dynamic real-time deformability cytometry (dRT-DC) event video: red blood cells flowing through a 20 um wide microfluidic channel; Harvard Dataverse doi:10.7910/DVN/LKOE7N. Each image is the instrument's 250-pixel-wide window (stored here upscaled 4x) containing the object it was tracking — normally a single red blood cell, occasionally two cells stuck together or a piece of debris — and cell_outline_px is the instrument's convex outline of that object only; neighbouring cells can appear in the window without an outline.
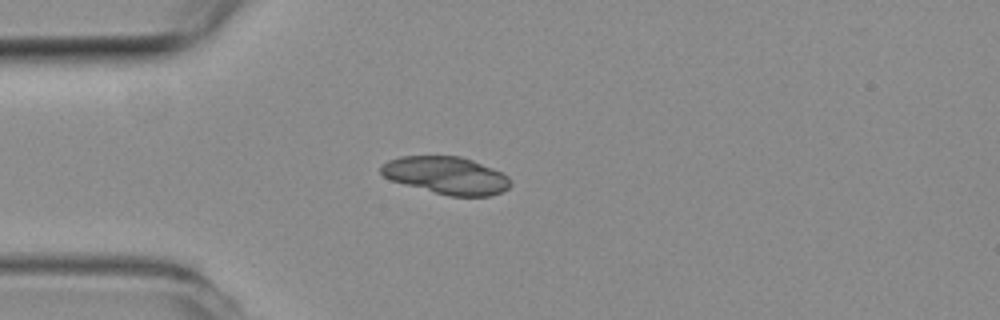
{"species": "common noctule bat (a hibernating species)", "species_latin": "Nyctalus noctula", "temperature_condition": "room temperature", "stored_images_in_passage": 39, "camera_frame_rate_fps": 3000, "um_per_image_px": 0.085, "animal": {"sex": "female", "body_mass_g": 19.3, "forearm_length_mm": 54.1}, "frame": {"image": 1, "passage_image": 1, "time_ms": 0.0, "image_size_px": [1000, 320], "cell_outline_px": [[512, 184], [508, 188], [492, 196], [448, 196], [404, 184], [392, 180], [384, 176], [380, 172], [380, 168], [388, 160], [400, 156], [460, 156], [472, 160], [492, 168], [508, 176], [512, 180]], "centroid_in_image_um": [37.96, 14.91], "position_along_channel_um": 47.0, "area_um2": 28.15}}